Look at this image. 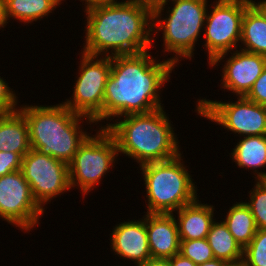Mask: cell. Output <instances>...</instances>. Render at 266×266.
<instances>
[{"label":"cell","mask_w":266,"mask_h":266,"mask_svg":"<svg viewBox=\"0 0 266 266\" xmlns=\"http://www.w3.org/2000/svg\"><path fill=\"white\" fill-rule=\"evenodd\" d=\"M137 266H171L169 259H148L144 263Z\"/></svg>","instance_id":"cell-31"},{"label":"cell","mask_w":266,"mask_h":266,"mask_svg":"<svg viewBox=\"0 0 266 266\" xmlns=\"http://www.w3.org/2000/svg\"><path fill=\"white\" fill-rule=\"evenodd\" d=\"M80 54L72 99L67 98L62 103L72 112L89 117L97 125L103 122L104 92L111 72V57Z\"/></svg>","instance_id":"cell-8"},{"label":"cell","mask_w":266,"mask_h":266,"mask_svg":"<svg viewBox=\"0 0 266 266\" xmlns=\"http://www.w3.org/2000/svg\"><path fill=\"white\" fill-rule=\"evenodd\" d=\"M166 0H124V3L142 6L152 13L161 7Z\"/></svg>","instance_id":"cell-29"},{"label":"cell","mask_w":266,"mask_h":266,"mask_svg":"<svg viewBox=\"0 0 266 266\" xmlns=\"http://www.w3.org/2000/svg\"><path fill=\"white\" fill-rule=\"evenodd\" d=\"M168 3L172 5L166 6ZM208 7L207 0H166L153 12V42L155 35L162 31V52L174 54L167 59L176 67L181 58L191 60L194 57L195 44L202 34ZM165 9L164 17L162 12Z\"/></svg>","instance_id":"cell-5"},{"label":"cell","mask_w":266,"mask_h":266,"mask_svg":"<svg viewBox=\"0 0 266 266\" xmlns=\"http://www.w3.org/2000/svg\"><path fill=\"white\" fill-rule=\"evenodd\" d=\"M226 213L223 221L234 239L244 249L258 230L255 219L243 201L232 204Z\"/></svg>","instance_id":"cell-22"},{"label":"cell","mask_w":266,"mask_h":266,"mask_svg":"<svg viewBox=\"0 0 266 266\" xmlns=\"http://www.w3.org/2000/svg\"><path fill=\"white\" fill-rule=\"evenodd\" d=\"M145 224L151 258L169 259L180 252V238L174 214L146 213Z\"/></svg>","instance_id":"cell-15"},{"label":"cell","mask_w":266,"mask_h":266,"mask_svg":"<svg viewBox=\"0 0 266 266\" xmlns=\"http://www.w3.org/2000/svg\"><path fill=\"white\" fill-rule=\"evenodd\" d=\"M254 187L248 192V202H244L250 209L258 229L266 230V184L262 180H255Z\"/></svg>","instance_id":"cell-23"},{"label":"cell","mask_w":266,"mask_h":266,"mask_svg":"<svg viewBox=\"0 0 266 266\" xmlns=\"http://www.w3.org/2000/svg\"><path fill=\"white\" fill-rule=\"evenodd\" d=\"M244 97L257 104L266 106V67Z\"/></svg>","instance_id":"cell-27"},{"label":"cell","mask_w":266,"mask_h":266,"mask_svg":"<svg viewBox=\"0 0 266 266\" xmlns=\"http://www.w3.org/2000/svg\"><path fill=\"white\" fill-rule=\"evenodd\" d=\"M244 266H266V230L258 229L243 249Z\"/></svg>","instance_id":"cell-24"},{"label":"cell","mask_w":266,"mask_h":266,"mask_svg":"<svg viewBox=\"0 0 266 266\" xmlns=\"http://www.w3.org/2000/svg\"><path fill=\"white\" fill-rule=\"evenodd\" d=\"M225 266H244L243 261L236 262V263H227Z\"/></svg>","instance_id":"cell-36"},{"label":"cell","mask_w":266,"mask_h":266,"mask_svg":"<svg viewBox=\"0 0 266 266\" xmlns=\"http://www.w3.org/2000/svg\"><path fill=\"white\" fill-rule=\"evenodd\" d=\"M6 79L0 76V113L12 112L19 109L18 96L15 90L9 87Z\"/></svg>","instance_id":"cell-26"},{"label":"cell","mask_w":266,"mask_h":266,"mask_svg":"<svg viewBox=\"0 0 266 266\" xmlns=\"http://www.w3.org/2000/svg\"><path fill=\"white\" fill-rule=\"evenodd\" d=\"M21 172L43 210L53 198L71 189L68 164L32 148L22 158Z\"/></svg>","instance_id":"cell-11"},{"label":"cell","mask_w":266,"mask_h":266,"mask_svg":"<svg viewBox=\"0 0 266 266\" xmlns=\"http://www.w3.org/2000/svg\"><path fill=\"white\" fill-rule=\"evenodd\" d=\"M164 107L148 113L130 114L109 122L106 129L114 137L118 153L141 165L166 161L181 151Z\"/></svg>","instance_id":"cell-3"},{"label":"cell","mask_w":266,"mask_h":266,"mask_svg":"<svg viewBox=\"0 0 266 266\" xmlns=\"http://www.w3.org/2000/svg\"><path fill=\"white\" fill-rule=\"evenodd\" d=\"M219 221H213L206 237L213 251L214 258L226 263L243 261V248L229 232L224 221Z\"/></svg>","instance_id":"cell-21"},{"label":"cell","mask_w":266,"mask_h":266,"mask_svg":"<svg viewBox=\"0 0 266 266\" xmlns=\"http://www.w3.org/2000/svg\"><path fill=\"white\" fill-rule=\"evenodd\" d=\"M44 212L46 211L34 199L30 185L21 170L0 177V219L2 218V221L28 233L40 225L39 220Z\"/></svg>","instance_id":"cell-12"},{"label":"cell","mask_w":266,"mask_h":266,"mask_svg":"<svg viewBox=\"0 0 266 266\" xmlns=\"http://www.w3.org/2000/svg\"><path fill=\"white\" fill-rule=\"evenodd\" d=\"M184 162L180 153L170 160L140 166L147 194L144 213L172 214L198 198L197 185Z\"/></svg>","instance_id":"cell-6"},{"label":"cell","mask_w":266,"mask_h":266,"mask_svg":"<svg viewBox=\"0 0 266 266\" xmlns=\"http://www.w3.org/2000/svg\"><path fill=\"white\" fill-rule=\"evenodd\" d=\"M6 5V15L8 21L10 18L31 24L41 21L42 18H48L49 14L59 7L63 0H4Z\"/></svg>","instance_id":"cell-20"},{"label":"cell","mask_w":266,"mask_h":266,"mask_svg":"<svg viewBox=\"0 0 266 266\" xmlns=\"http://www.w3.org/2000/svg\"><path fill=\"white\" fill-rule=\"evenodd\" d=\"M266 184V176L261 179Z\"/></svg>","instance_id":"cell-37"},{"label":"cell","mask_w":266,"mask_h":266,"mask_svg":"<svg viewBox=\"0 0 266 266\" xmlns=\"http://www.w3.org/2000/svg\"><path fill=\"white\" fill-rule=\"evenodd\" d=\"M30 149L28 123L22 112H1L0 151L18 153L23 158Z\"/></svg>","instance_id":"cell-17"},{"label":"cell","mask_w":266,"mask_h":266,"mask_svg":"<svg viewBox=\"0 0 266 266\" xmlns=\"http://www.w3.org/2000/svg\"><path fill=\"white\" fill-rule=\"evenodd\" d=\"M64 1V0H63ZM66 1V0H65ZM80 1V0H79ZM83 1V2H82ZM85 1V3H84ZM105 1H113V0H81L82 4L84 3L86 5L91 4V3H96V2H105Z\"/></svg>","instance_id":"cell-35"},{"label":"cell","mask_w":266,"mask_h":266,"mask_svg":"<svg viewBox=\"0 0 266 266\" xmlns=\"http://www.w3.org/2000/svg\"><path fill=\"white\" fill-rule=\"evenodd\" d=\"M240 43L241 50L266 56V19L252 4L242 18Z\"/></svg>","instance_id":"cell-19"},{"label":"cell","mask_w":266,"mask_h":266,"mask_svg":"<svg viewBox=\"0 0 266 266\" xmlns=\"http://www.w3.org/2000/svg\"><path fill=\"white\" fill-rule=\"evenodd\" d=\"M169 261L171 263V266H197L194 262L184 257L180 253H177L173 257H170Z\"/></svg>","instance_id":"cell-30"},{"label":"cell","mask_w":266,"mask_h":266,"mask_svg":"<svg viewBox=\"0 0 266 266\" xmlns=\"http://www.w3.org/2000/svg\"><path fill=\"white\" fill-rule=\"evenodd\" d=\"M226 264L227 263L225 261L214 258L213 260L207 261L197 266H225Z\"/></svg>","instance_id":"cell-34"},{"label":"cell","mask_w":266,"mask_h":266,"mask_svg":"<svg viewBox=\"0 0 266 266\" xmlns=\"http://www.w3.org/2000/svg\"><path fill=\"white\" fill-rule=\"evenodd\" d=\"M215 206L204 204L199 197L192 203L184 205L178 211L173 212L178 216L177 226L180 240H197L207 237L214 220Z\"/></svg>","instance_id":"cell-16"},{"label":"cell","mask_w":266,"mask_h":266,"mask_svg":"<svg viewBox=\"0 0 266 266\" xmlns=\"http://www.w3.org/2000/svg\"><path fill=\"white\" fill-rule=\"evenodd\" d=\"M85 43L81 52L94 56L139 54L152 48L153 13L142 6L113 0L83 6Z\"/></svg>","instance_id":"cell-2"},{"label":"cell","mask_w":266,"mask_h":266,"mask_svg":"<svg viewBox=\"0 0 266 266\" xmlns=\"http://www.w3.org/2000/svg\"><path fill=\"white\" fill-rule=\"evenodd\" d=\"M232 52L228 58L226 57L228 52L217 56L209 66L213 68L226 60L221 67L220 85L222 86L220 87L231 91V95H236V97L245 96L266 67V56L241 49H235Z\"/></svg>","instance_id":"cell-13"},{"label":"cell","mask_w":266,"mask_h":266,"mask_svg":"<svg viewBox=\"0 0 266 266\" xmlns=\"http://www.w3.org/2000/svg\"><path fill=\"white\" fill-rule=\"evenodd\" d=\"M213 4V5H212ZM207 10L202 38L208 64L217 56L238 49L242 18L250 0H215Z\"/></svg>","instance_id":"cell-10"},{"label":"cell","mask_w":266,"mask_h":266,"mask_svg":"<svg viewBox=\"0 0 266 266\" xmlns=\"http://www.w3.org/2000/svg\"><path fill=\"white\" fill-rule=\"evenodd\" d=\"M196 112L240 137L266 135V106L237 96V101L197 100Z\"/></svg>","instance_id":"cell-9"},{"label":"cell","mask_w":266,"mask_h":266,"mask_svg":"<svg viewBox=\"0 0 266 266\" xmlns=\"http://www.w3.org/2000/svg\"><path fill=\"white\" fill-rule=\"evenodd\" d=\"M19 110L28 123L30 147L67 164L91 134L82 128L83 120L90 128L95 123L89 117L72 112L63 103L25 104L19 106Z\"/></svg>","instance_id":"cell-4"},{"label":"cell","mask_w":266,"mask_h":266,"mask_svg":"<svg viewBox=\"0 0 266 266\" xmlns=\"http://www.w3.org/2000/svg\"><path fill=\"white\" fill-rule=\"evenodd\" d=\"M118 155L116 141L106 128L100 127L96 134H90L68 164L71 189L80 187L85 197L115 167Z\"/></svg>","instance_id":"cell-7"},{"label":"cell","mask_w":266,"mask_h":266,"mask_svg":"<svg viewBox=\"0 0 266 266\" xmlns=\"http://www.w3.org/2000/svg\"><path fill=\"white\" fill-rule=\"evenodd\" d=\"M233 148L230 158L239 168L253 170L255 180H261L266 176V135H254L241 137ZM264 172L261 171L260 168ZM260 169V172L259 170Z\"/></svg>","instance_id":"cell-18"},{"label":"cell","mask_w":266,"mask_h":266,"mask_svg":"<svg viewBox=\"0 0 266 266\" xmlns=\"http://www.w3.org/2000/svg\"><path fill=\"white\" fill-rule=\"evenodd\" d=\"M251 4L263 15V17L266 19V0H260L255 2V0H250Z\"/></svg>","instance_id":"cell-33"},{"label":"cell","mask_w":266,"mask_h":266,"mask_svg":"<svg viewBox=\"0 0 266 266\" xmlns=\"http://www.w3.org/2000/svg\"><path fill=\"white\" fill-rule=\"evenodd\" d=\"M22 157L14 152L0 151V177L21 170Z\"/></svg>","instance_id":"cell-28"},{"label":"cell","mask_w":266,"mask_h":266,"mask_svg":"<svg viewBox=\"0 0 266 266\" xmlns=\"http://www.w3.org/2000/svg\"><path fill=\"white\" fill-rule=\"evenodd\" d=\"M110 232V247L114 255L133 261L135 266L151 259L145 215L138 220L120 222Z\"/></svg>","instance_id":"cell-14"},{"label":"cell","mask_w":266,"mask_h":266,"mask_svg":"<svg viewBox=\"0 0 266 266\" xmlns=\"http://www.w3.org/2000/svg\"><path fill=\"white\" fill-rule=\"evenodd\" d=\"M8 23L5 1L0 0V29L5 28Z\"/></svg>","instance_id":"cell-32"},{"label":"cell","mask_w":266,"mask_h":266,"mask_svg":"<svg viewBox=\"0 0 266 266\" xmlns=\"http://www.w3.org/2000/svg\"><path fill=\"white\" fill-rule=\"evenodd\" d=\"M179 253L190 259L196 265L214 259L213 251L206 238L197 240H180Z\"/></svg>","instance_id":"cell-25"},{"label":"cell","mask_w":266,"mask_h":266,"mask_svg":"<svg viewBox=\"0 0 266 266\" xmlns=\"http://www.w3.org/2000/svg\"><path fill=\"white\" fill-rule=\"evenodd\" d=\"M150 53L148 50L139 54L111 56V72L103 103L106 125L101 123L98 126L106 128L108 121L114 122L116 117L163 108L159 90L170 82L175 65L168 59L157 60Z\"/></svg>","instance_id":"cell-1"}]
</instances>
